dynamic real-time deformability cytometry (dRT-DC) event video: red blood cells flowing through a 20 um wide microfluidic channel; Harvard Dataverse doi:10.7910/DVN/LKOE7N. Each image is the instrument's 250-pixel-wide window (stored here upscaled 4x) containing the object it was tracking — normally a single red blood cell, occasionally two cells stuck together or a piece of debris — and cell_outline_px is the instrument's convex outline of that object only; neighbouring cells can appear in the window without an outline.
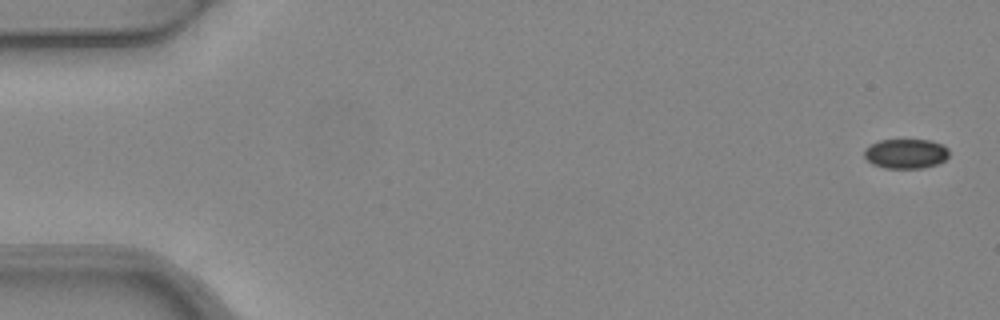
{"species": "common noctule bat (a hibernating species)", "species_latin": "Nyctalus noctula", "temperature_condition": "warm", "stored_images_in_passage": 5, "camera_frame_rate_fps": 3000, "um_per_image_px": 0.085, "animal": {"sex": "female", "body_mass_g": 24.6, "forearm_length_mm": 56.2}, "frame": {"image": 1, "passage_image": 1, "time_ms": 0.0, "image_size_px": [1000, 320], "cell_outline_px": [[948, 156], [944, 160], [936, 164], [920, 168], [884, 168], [872, 164], [864, 156], [864, 148], [880, 140], [928, 140], [940, 144], [948, 148]], "centroid_in_image_um": [76.96, 13.06], "position_along_channel_um": 8.0, "area_um2": 14.51}}
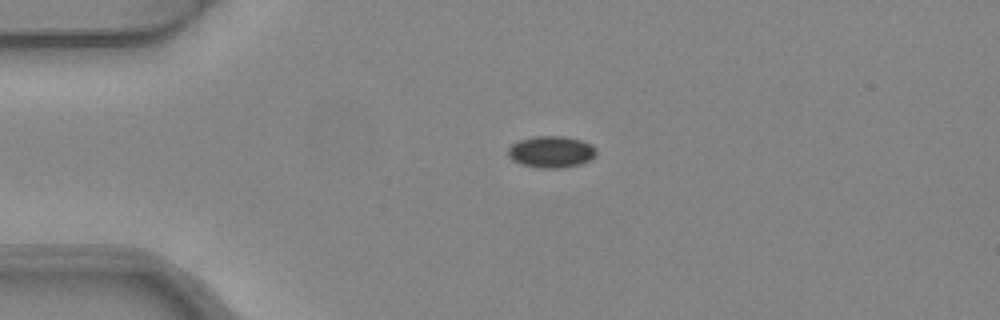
{"frame": {"image": 2, "passage_image": 4, "time_ms": 1.0, "image_size_px": [1000, 320], "cell_outline_px": [[596, 156], [580, 164], [564, 168], [536, 168], [520, 164], [512, 160], [508, 156], [508, 148], [512, 144], [520, 140], [536, 136], [564, 136], [580, 140], [592, 144], [596, 148]], "centroid_in_image_um": [46.85, 12.92], "position_along_channel_um": 38.1, "area_um2": 16.42}}